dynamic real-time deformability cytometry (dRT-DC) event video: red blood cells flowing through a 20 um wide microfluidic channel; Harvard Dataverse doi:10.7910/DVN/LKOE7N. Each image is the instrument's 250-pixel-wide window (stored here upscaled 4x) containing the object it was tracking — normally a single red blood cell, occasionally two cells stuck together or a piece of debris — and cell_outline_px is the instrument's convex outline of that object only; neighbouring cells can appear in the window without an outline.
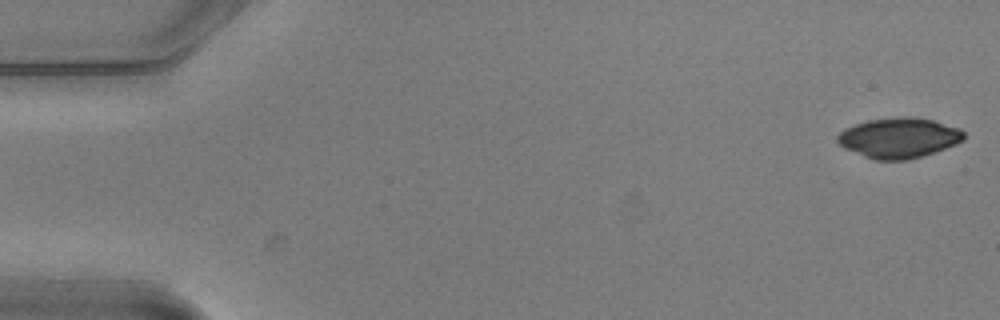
{"species": "common noctule bat (a hibernating species)", "species_latin": "Nyctalus noctula", "temperature_condition": "warm", "stored_images_in_passage": 5, "camera_frame_rate_fps": 3000, "um_per_image_px": 0.085, "animal": {"sex": "male", "body_mass_g": 20.5, "forearm_length_mm": 52.5}, "frame": {"image": 1, "passage_image": 1, "time_ms": 0.0, "image_size_px": [1000, 320], "cell_outline_px": [[964, 140], [956, 144], [908, 160], [876, 160], [864, 156], [844, 148], [836, 140], [836, 136], [844, 128], [868, 120], [896, 116], [912, 116], [932, 120], [960, 128], [964, 132]], "centroid_in_image_um": [76.39, 11.7], "position_along_channel_um": 8.6, "area_um2": 29.59}}